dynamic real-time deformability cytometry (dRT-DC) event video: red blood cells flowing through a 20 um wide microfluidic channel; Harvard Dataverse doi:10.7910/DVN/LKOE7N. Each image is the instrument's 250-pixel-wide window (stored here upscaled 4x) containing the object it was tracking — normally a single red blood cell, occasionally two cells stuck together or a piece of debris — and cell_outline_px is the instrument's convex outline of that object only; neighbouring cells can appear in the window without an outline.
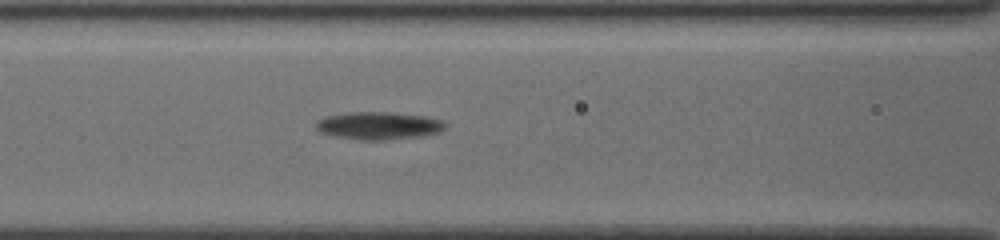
{"species": "common noctule bat (a hibernating species)", "species_latin": "Nyctalus noctula", "temperature_condition": "cold", "stored_images_in_passage": 20, "segment_of_instrument_passage": [1, 2], "camera_frame_rate_fps": 3000, "um_per_image_px": 0.085, "animal": {"sex": "female", "body_mass_g": 19.5, "forearm_length_mm": 54.1}, "frame": {"image": 1, "passage_image": 5, "time_ms": 1.333, "image_size_px": [1000, 240], "cell_outline_px": [[444, 128], [436, 132], [412, 136], [380, 140], [360, 140], [340, 136], [324, 132], [316, 128], [316, 124], [320, 120], [328, 116], [352, 112], [384, 112], [420, 116], [440, 120], [444, 124]], "centroid_in_image_um": [32.14, 10.67], "position_along_channel_um": 134.5, "area_um2": 19.59}}
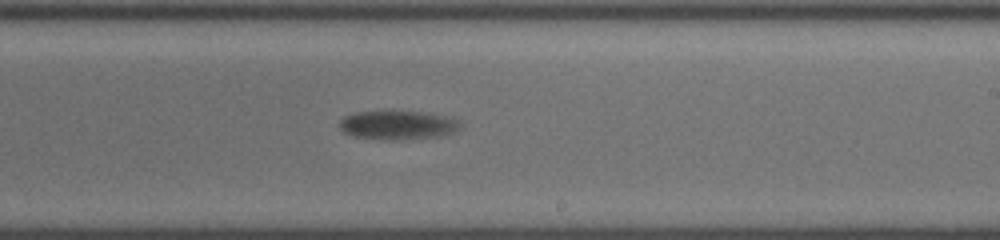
{"frame": {"image": 2, "passage_image": 10, "time_ms": 3.0, "image_size_px": [1000, 240], "cell_outline_px": [[460, 124], [456, 128], [448, 132], [436, 136], [384, 140], [356, 136], [344, 132], [340, 128], [340, 120], [344, 116], [356, 112], [392, 108], [420, 112], [440, 116], [452, 120]], "centroid_in_image_um": [33.62, 10.57], "position_along_channel_um": 255.4, "area_um2": 20.0}}
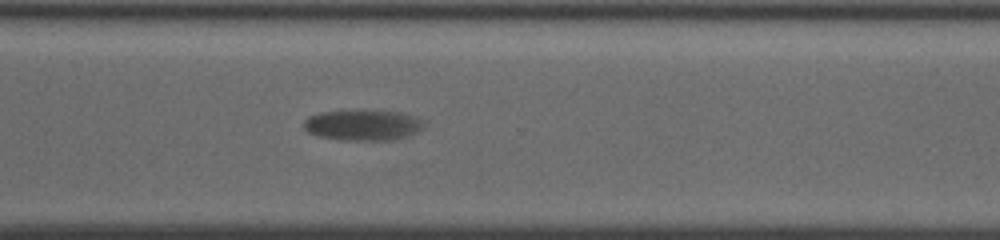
{"frame": {"image": 3, "passage_image": 16, "time_ms": 5.0, "image_size_px": [1000, 240], "cell_outline_px": [[428, 124], [424, 128], [416, 132], [388, 140], [352, 140], [320, 136], [308, 132], [304, 128], [304, 120], [308, 116], [320, 112], [396, 112], [412, 116]], "centroid_in_image_um": [30.83, 10.65], "position_along_channel_um": 339.8, "area_um2": 20.52}}